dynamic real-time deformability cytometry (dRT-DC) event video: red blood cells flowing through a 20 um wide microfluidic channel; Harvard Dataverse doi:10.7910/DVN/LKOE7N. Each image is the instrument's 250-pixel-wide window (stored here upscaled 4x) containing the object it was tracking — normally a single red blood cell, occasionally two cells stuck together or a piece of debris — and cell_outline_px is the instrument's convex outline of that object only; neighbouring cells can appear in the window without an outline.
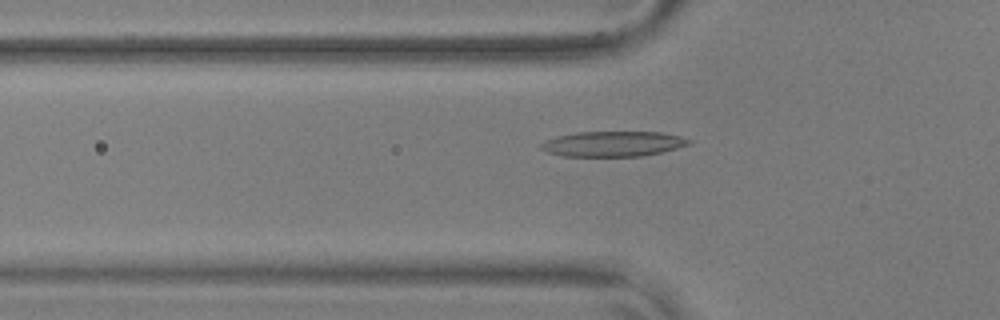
{"species": "common noctule bat (a hibernating species)", "species_latin": "Nyctalus noctula", "temperature_condition": "warm", "stored_images_in_passage": 51, "camera_frame_rate_fps": 3000, "um_per_image_px": 0.085, "animal": {"sex": "male", "body_mass_g": 17.9, "forearm_length_mm": 54.2}, "frame": {"image": 1, "passage_image": 14, "time_ms": 4.333, "image_size_px": [1000, 320], "cell_outline_px": [[692, 144], [660, 152], [640, 156], [564, 156], [548, 152], [540, 148], [540, 144], [544, 140], [556, 136], [576, 132], [660, 132], [680, 136], [692, 140]], "centroid_in_image_um": [52.09, 12.22], "position_along_channel_um": 73.7, "area_um2": 21.73}}
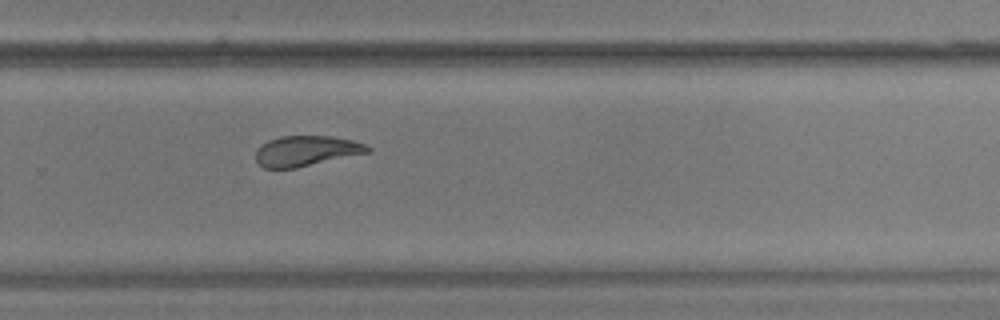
{"frame": {"image": 2, "passage_image": 33, "time_ms": 10.667, "image_size_px": [1000, 320], "cell_outline_px": [[372, 148], [368, 152], [296, 168], [264, 168], [256, 160], [256, 152], [268, 140], [280, 136], [332, 136], [352, 140], [364, 144]], "centroid_in_image_um": [26.03, 12.82], "position_along_channel_um": 303.8, "area_um2": 19.48}}
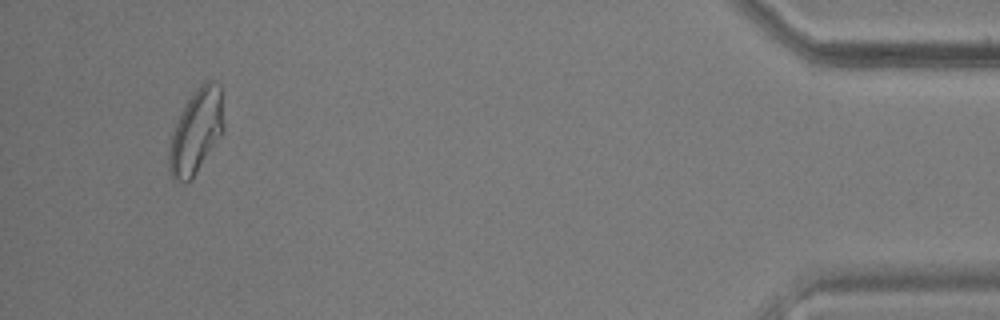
{"frame": {"image": 3, "passage_image": 48, "time_ms": 15.667, "image_size_px": [1000, 320], "cell_outline_px": [[224, 132], [192, 180], [184, 184], [172, 180], [168, 172], [168, 152], [172, 132], [176, 120], [180, 112], [196, 88], [200, 84], [208, 80], [212, 80], [220, 84], [224, 124]], "centroid_in_image_um": [16.65, 11.23], "position_along_channel_um": 418.5, "area_um2": 27.51}, "authors_computed_cell_mechanics": {"area_um2": 21.8484, "velocity_mm_per_s": 3.625, "shape_relaxation_time_tau1_ms": null, "shape_relaxation_time_tau2_ms": 2.3233, "deformation_change_tau1": null, "deformation_change_tau2": 0.0985}}